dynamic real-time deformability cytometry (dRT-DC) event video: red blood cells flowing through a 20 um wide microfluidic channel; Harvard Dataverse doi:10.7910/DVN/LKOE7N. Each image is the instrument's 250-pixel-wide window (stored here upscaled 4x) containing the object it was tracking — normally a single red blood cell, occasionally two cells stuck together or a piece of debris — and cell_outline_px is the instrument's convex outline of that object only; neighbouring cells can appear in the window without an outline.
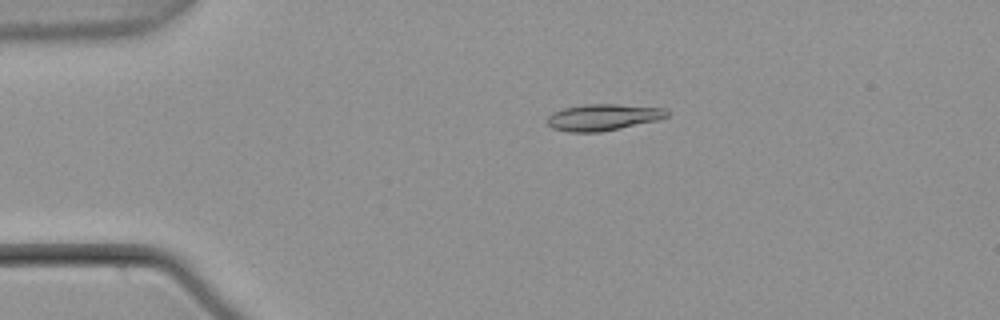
{"species": "common noctule bat (a hibernating species)", "species_latin": "Nyctalus noctula", "temperature_condition": "warm", "stored_images_in_passage": 55, "camera_frame_rate_fps": 3000, "um_per_image_px": 0.085, "animal": {"sex": "male", "body_mass_g": 21.5, "forearm_length_mm": 52.0}, "frame": {"image": 1, "passage_image": 12, "time_ms": 3.667, "image_size_px": [1000, 320], "cell_outline_px": [[668, 116], [656, 120], [620, 128], [600, 132], [568, 132], [552, 128], [544, 120], [552, 112], [564, 108], [584, 104], [616, 104], [664, 108], [668, 112]], "centroid_in_image_um": [51.19, 9.96], "position_along_channel_um": 33.8, "area_um2": 18.44}}
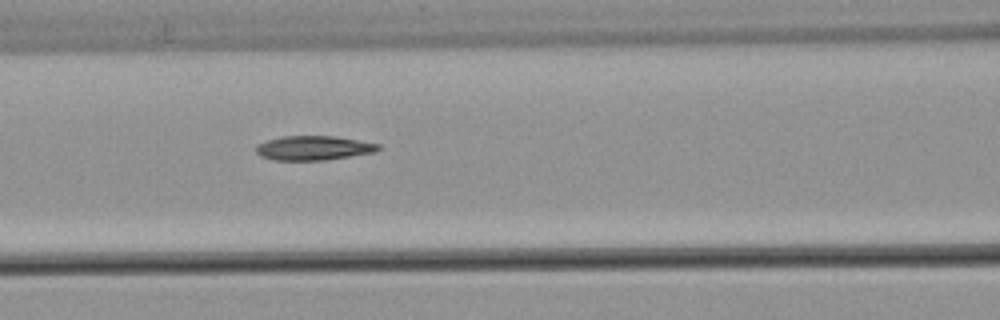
{"frame": {"image": 2, "passage_image": 24, "time_ms": 7.667, "image_size_px": [1000, 320], "cell_outline_px": [[380, 148], [376, 152], [324, 160], [272, 160], [260, 156], [256, 152], [256, 144], [268, 140], [284, 136], [332, 136], [380, 144]], "centroid_in_image_um": [26.62, 12.58], "position_along_channel_um": 140.0, "area_um2": 17.22}}
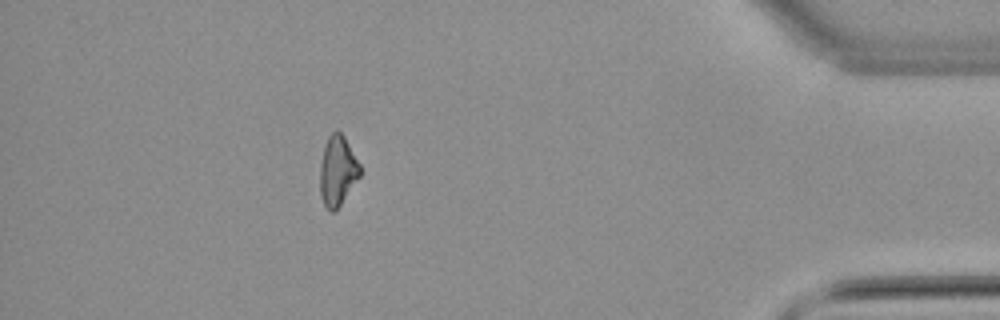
{"frame": {"image": 3, "passage_image": 49, "time_ms": 16.0, "image_size_px": [1000, 320], "cell_outline_px": [[360, 176], [340, 204], [332, 212], [324, 204], [320, 196], [320, 164], [324, 144], [328, 136], [336, 128], [344, 136], [360, 164]], "centroid_in_image_um": [28.67, 14.46], "position_along_channel_um": 406.5, "area_um2": 16.18}, "authors_computed_cell_mechanics": {"area_um2": 17.2822, "velocity_mm_per_s": 3.7959, "shape_relaxation_time_tau1_ms": 4.5908, "shape_relaxation_time_tau2_ms": 6.2417, "deformation_change_tau1": 0.1859, "deformation_change_tau2": 0.1506}}